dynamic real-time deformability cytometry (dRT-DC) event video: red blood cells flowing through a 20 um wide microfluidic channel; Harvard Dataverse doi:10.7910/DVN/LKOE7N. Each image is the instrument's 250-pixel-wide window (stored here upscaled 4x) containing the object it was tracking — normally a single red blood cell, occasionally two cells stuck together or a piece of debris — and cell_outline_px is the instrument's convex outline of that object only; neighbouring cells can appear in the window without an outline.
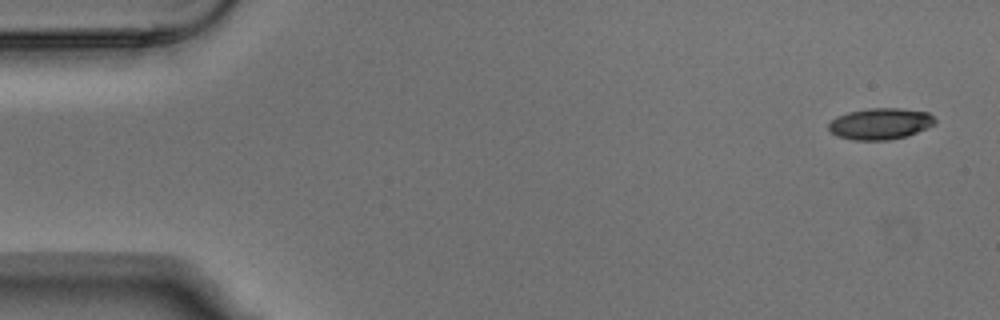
{"species": "Egyptian fruit bat (a non-hibernating species)", "species_latin": "Rousettus aegyptiacus", "temperature_condition": "warm", "stored_images_in_passage": 4, "camera_frame_rate_fps": 3000, "um_per_image_px": 0.085, "animal": {"sex": "male"}, "frame": {"image": 1, "passage_image": 1, "time_ms": 0.0, "image_size_px": [1000, 320], "cell_outline_px": [[936, 124], [908, 136], [888, 140], [852, 140], [836, 136], [828, 128], [828, 124], [836, 116], [848, 112], [868, 108], [900, 108], [928, 112], [936, 120]], "centroid_in_image_um": [74.82, 10.52], "position_along_channel_um": 10.2, "area_um2": 19.59}}
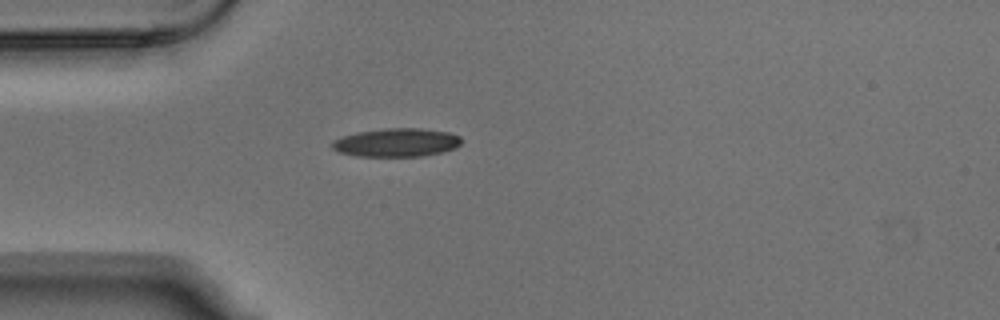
{"frame": {"image": 2, "passage_image": 4, "time_ms": 1.0, "image_size_px": [1000, 320], "cell_outline_px": [[460, 144], [456, 148], [440, 152], [420, 156], [356, 156], [340, 152], [332, 148], [332, 140], [344, 136], [360, 132], [384, 128], [420, 128], [448, 132], [460, 136]], "centroid_in_image_um": [33.7, 12.11], "position_along_channel_um": 51.3, "area_um2": 21.21}}